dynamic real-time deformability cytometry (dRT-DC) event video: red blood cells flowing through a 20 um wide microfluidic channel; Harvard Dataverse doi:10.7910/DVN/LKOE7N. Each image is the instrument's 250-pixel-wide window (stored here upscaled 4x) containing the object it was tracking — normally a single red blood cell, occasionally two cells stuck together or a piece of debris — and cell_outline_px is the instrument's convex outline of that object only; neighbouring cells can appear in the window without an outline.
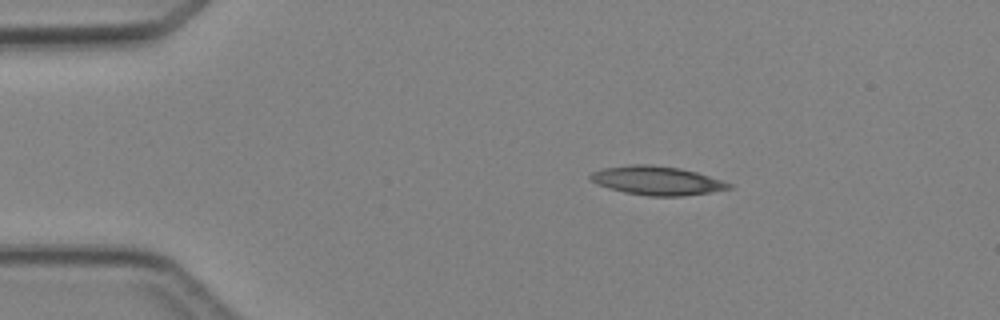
{"species": "Egyptian fruit bat (a non-hibernating species)", "species_latin": "Rousettus aegyptiacus", "temperature_condition": "cold", "stored_images_in_passage": 5, "camera_frame_rate_fps": 3000, "um_per_image_px": 0.085, "animal": {"sex": "female"}, "frame": {"image": 1, "passage_image": 2, "time_ms": 1.333, "image_size_px": [1000, 320], "cell_outline_px": [[732, 188], [684, 196], [648, 196], [624, 192], [608, 188], [592, 180], [588, 176], [592, 172], [604, 168], [632, 164], [648, 164], [680, 168], [696, 172], [732, 184]], "centroid_in_image_um": [55.82, 15.35], "position_along_channel_um": 29.2, "area_um2": 22.95}}
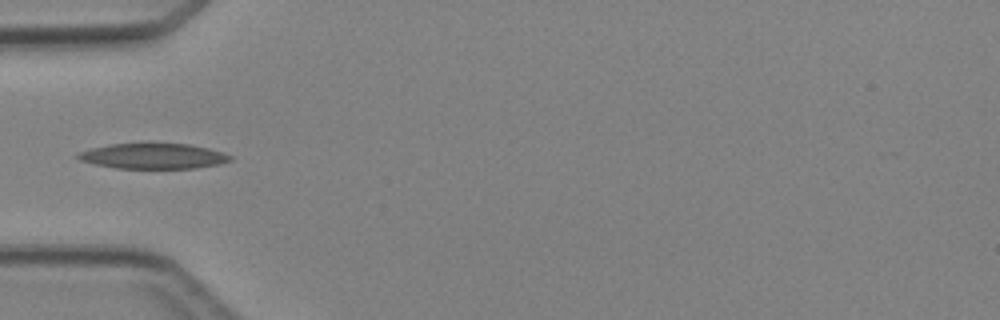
{"frame": {"image": 2, "passage_image": 4, "time_ms": 3.667, "image_size_px": [1000, 320], "cell_outline_px": [[232, 160], [220, 164], [196, 168], [116, 168], [96, 164], [80, 160], [76, 156], [76, 152], [92, 148], [112, 144], [188, 144], [208, 148], [232, 156]], "centroid_in_image_um": [13.02, 13.27], "position_along_channel_um": 72.0, "area_um2": 22.25}}
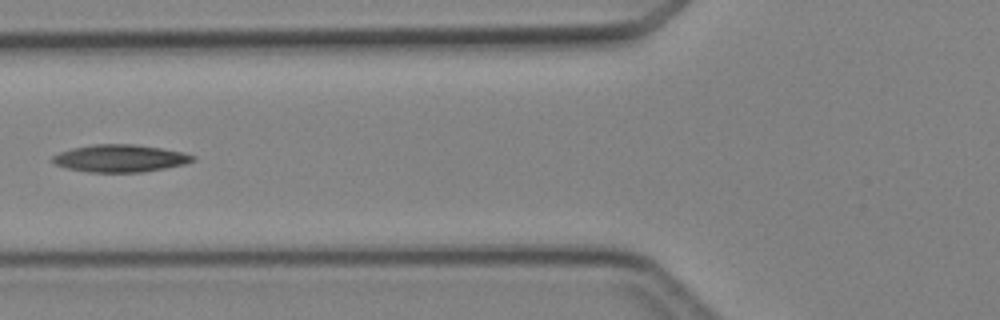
{"frame": {"image": 3, "passage_image": 5, "time_ms": 4.667, "image_size_px": [1000, 320], "cell_outline_px": [[196, 160], [184, 164], [144, 172], [88, 172], [68, 168], [56, 164], [52, 160], [52, 156], [60, 152], [72, 148], [92, 144], [132, 144], [160, 148], [180, 152], [196, 156]], "centroid_in_image_um": [10.2, 13.46], "position_along_channel_um": 115.6, "area_um2": 22.2}}